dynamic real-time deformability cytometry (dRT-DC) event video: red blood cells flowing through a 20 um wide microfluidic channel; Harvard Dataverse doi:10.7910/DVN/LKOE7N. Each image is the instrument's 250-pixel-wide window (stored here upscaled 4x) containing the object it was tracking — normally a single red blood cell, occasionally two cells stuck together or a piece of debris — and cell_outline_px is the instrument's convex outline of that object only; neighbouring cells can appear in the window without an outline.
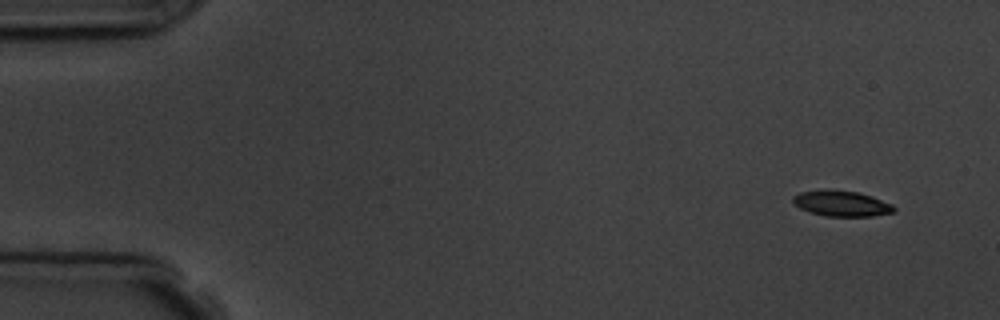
{"species": "common noctule bat (a hibernating species)", "species_latin": "Nyctalus noctula", "temperature_condition": "room temperature", "stored_images_in_passage": 10, "camera_frame_rate_fps": 3000, "um_per_image_px": 0.085, "animal": {"sex": "male", "body_mass_g": 19.5, "forearm_length_mm": 54.6}, "frame": {"image": 1, "passage_image": 1, "time_ms": 0.0, "image_size_px": [1000, 320], "cell_outline_px": [[896, 212], [872, 216], [824, 216], [808, 212], [800, 208], [792, 200], [792, 196], [800, 192], [828, 188], [860, 192], [872, 196], [892, 204], [896, 208]], "centroid_in_image_um": [71.53, 17.28], "position_along_channel_um": 13.5, "area_um2": 15.43}}
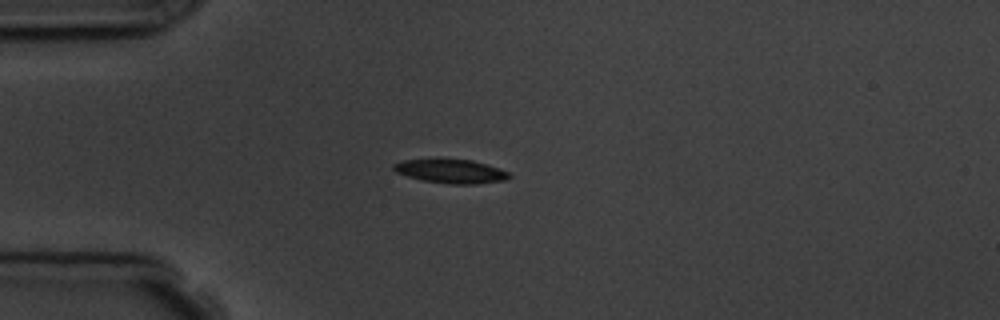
{"frame": {"image": 2, "passage_image": 4, "time_ms": 3.667, "image_size_px": [1000, 320], "cell_outline_px": [[512, 176], [504, 180], [476, 184], [452, 184], [424, 180], [408, 176], [396, 172], [392, 168], [392, 164], [404, 160], [472, 160], [500, 168], [508, 172]], "centroid_in_image_um": [38.36, 14.56], "position_along_channel_um": 46.6, "area_um2": 15.72}}
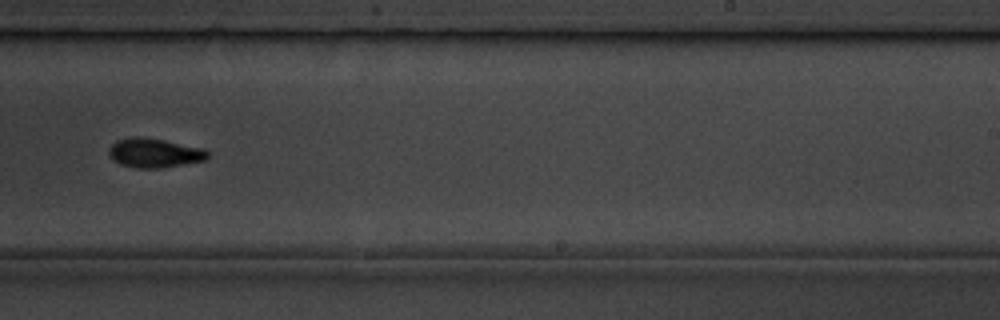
{"frame": {"image": 3, "passage_image": 10, "time_ms": 10.333, "image_size_px": [1000, 320], "cell_outline_px": [[208, 160], [160, 168], [136, 168], [120, 164], [112, 160], [108, 152], [108, 148], [116, 140], [132, 136], [136, 136], [164, 140], [204, 148], [208, 152]], "centroid_in_image_um": [13.11, 13.0], "position_along_channel_um": 275.9, "area_um2": 16.99}}